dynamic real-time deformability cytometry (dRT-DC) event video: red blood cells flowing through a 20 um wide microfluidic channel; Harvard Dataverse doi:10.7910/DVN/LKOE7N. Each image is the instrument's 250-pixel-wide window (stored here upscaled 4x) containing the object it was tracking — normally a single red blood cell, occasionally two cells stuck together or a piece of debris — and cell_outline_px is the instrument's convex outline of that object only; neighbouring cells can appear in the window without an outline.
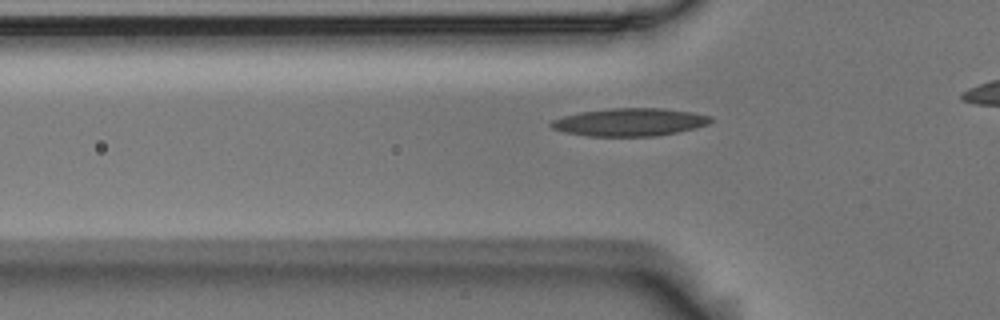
{"species": "Egyptian fruit bat (a non-hibernating species)", "species_latin": "Rousettus aegyptiacus", "temperature_condition": "room temperature", "stored_images_in_passage": 39, "camera_frame_rate_fps": 3000, "um_per_image_px": 0.085, "animal": {"sex": "male"}, "frame": {"image": 1, "passage_image": 6, "time_ms": 1.667, "image_size_px": [1000, 320], "cell_outline_px": [[712, 120], [708, 124], [696, 128], [656, 136], [588, 136], [564, 132], [552, 128], [548, 124], [552, 120], [564, 116], [580, 112], [612, 108], [664, 108], [692, 112], [712, 116]], "centroid_in_image_um": [53.53, 10.38], "position_along_channel_um": 72.3, "area_um2": 25.89}}
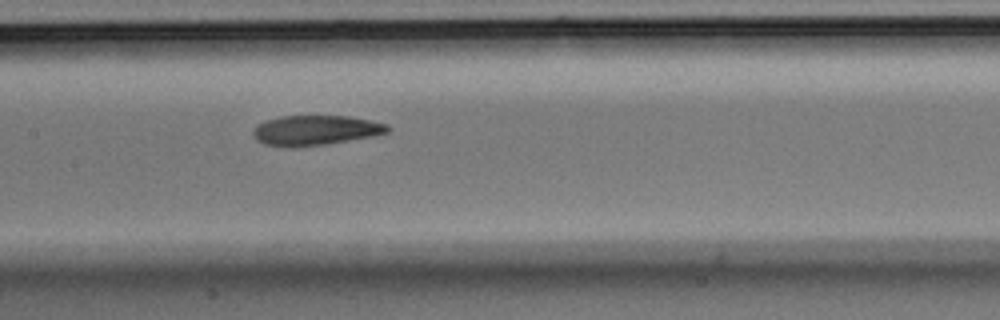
{"frame": {"image": 2, "passage_image": 15, "time_ms": 4.667, "image_size_px": [1000, 320], "cell_outline_px": [[392, 128], [388, 132], [372, 136], [324, 144], [292, 148], [264, 144], [256, 140], [252, 132], [260, 124], [268, 120], [280, 116], [348, 116], [388, 124]], "centroid_in_image_um": [26.82, 11.08], "position_along_channel_um": 180.6, "area_um2": 23.24}}
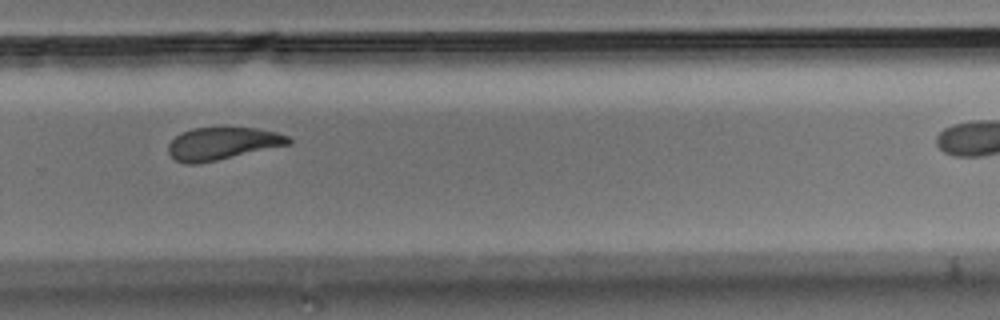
{"frame": {"image": 3, "passage_image": 26, "time_ms": 8.333, "image_size_px": [1000, 320], "cell_outline_px": [[292, 144], [216, 160], [196, 164], [184, 164], [176, 160], [168, 152], [168, 144], [180, 132], [192, 128], [256, 128], [276, 132], [288, 136], [292, 140]], "centroid_in_image_um": [18.9, 12.2], "position_along_channel_um": 310.9, "area_um2": 22.66}}